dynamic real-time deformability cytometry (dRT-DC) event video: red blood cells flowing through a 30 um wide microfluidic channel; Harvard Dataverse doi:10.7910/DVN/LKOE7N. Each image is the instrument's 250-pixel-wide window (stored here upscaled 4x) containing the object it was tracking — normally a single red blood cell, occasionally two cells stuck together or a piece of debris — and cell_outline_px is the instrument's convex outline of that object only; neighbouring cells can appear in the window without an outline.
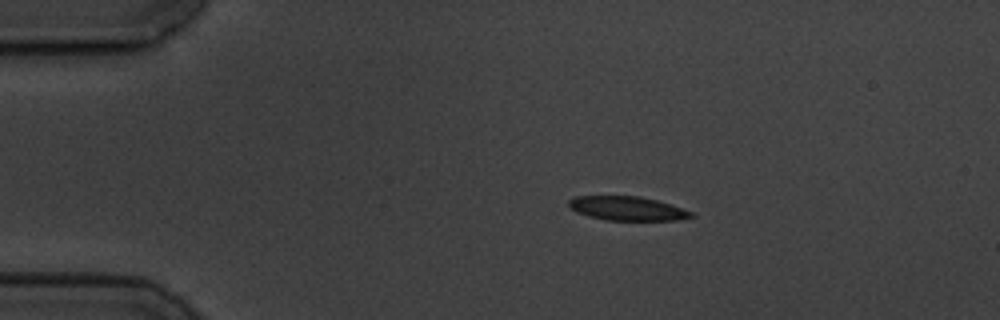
{"species": "common noctule bat (a hibernating species)", "species_latin": "Nyctalus noctula", "temperature_condition": "cold", "stored_images_in_passage": 5, "camera_frame_rate_fps": 3000, "um_per_image_px": 0.085, "animal": {"sex": "male", "body_mass_g": 19.5, "forearm_length_mm": 54.6}, "frame": {"image": 1, "passage_image": 2, "time_ms": 1.333, "image_size_px": [1000, 320], "cell_outline_px": [[696, 216], [680, 220], [604, 220], [588, 216], [576, 212], [568, 204], [568, 200], [576, 196], [640, 196], [656, 200], [692, 212]], "centroid_in_image_um": [53.3, 17.72], "position_along_channel_um": 31.7, "area_um2": 17.05}}
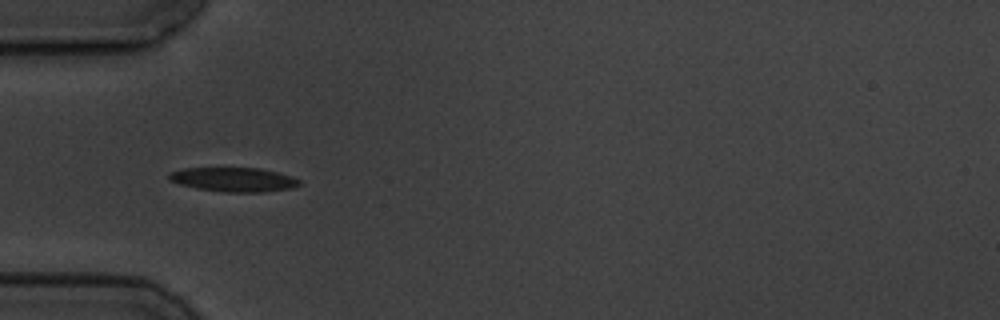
{"frame": {"image": 2, "passage_image": 4, "time_ms": 3.667, "image_size_px": [1000, 320], "cell_outline_px": [[300, 184], [292, 188], [264, 192], [224, 192], [196, 188], [180, 184], [168, 180], [168, 172], [184, 168], [260, 168], [292, 176], [300, 180]], "centroid_in_image_um": [19.84, 15.26], "position_along_channel_um": 65.2, "area_um2": 18.44}}
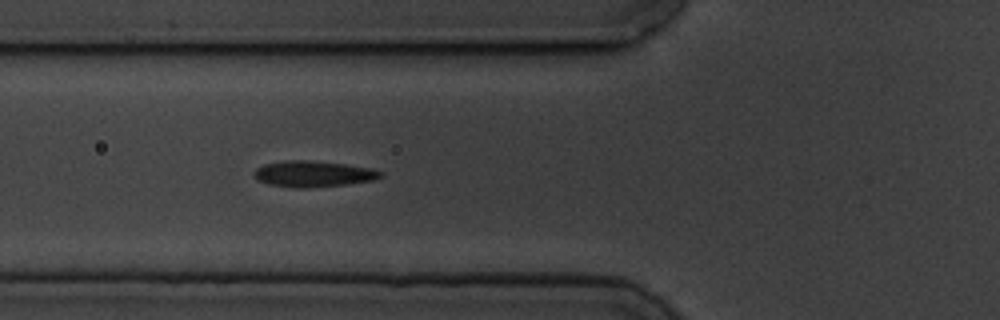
{"frame": {"image": 3, "passage_image": 5, "time_ms": 4.667, "image_size_px": [1000, 320], "cell_outline_px": [[384, 176], [376, 180], [348, 184], [308, 188], [296, 188], [268, 184], [260, 180], [252, 172], [256, 168], [264, 164], [284, 160], [304, 160], [344, 164], [372, 168], [384, 172]], "centroid_in_image_um": [26.68, 14.78], "position_along_channel_um": 99.1, "area_um2": 19.31}}